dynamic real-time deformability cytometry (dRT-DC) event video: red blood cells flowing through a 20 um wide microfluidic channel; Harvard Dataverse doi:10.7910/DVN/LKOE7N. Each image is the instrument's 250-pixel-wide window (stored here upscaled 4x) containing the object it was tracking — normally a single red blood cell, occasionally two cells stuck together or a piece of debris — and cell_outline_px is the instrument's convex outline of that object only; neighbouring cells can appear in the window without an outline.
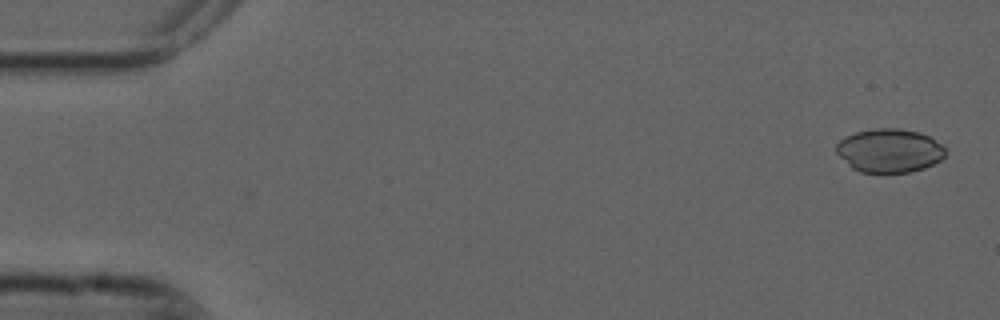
{"species": "common noctule bat (a hibernating species)", "species_latin": "Nyctalus noctula", "temperature_condition": "cold", "stored_images_in_passage": 6, "camera_frame_rate_fps": 3000, "um_per_image_px": 0.085, "animal": {"sex": "male", "forearm_length_mm": 52.5}, "frame": {"image": 1, "passage_image": 1, "time_ms": 0.0, "image_size_px": [1000, 320], "cell_outline_px": [[948, 152], [940, 160], [924, 168], [908, 172], [860, 172], [852, 168], [836, 152], [836, 144], [844, 136], [856, 132], [872, 128], [900, 128], [920, 132], [928, 136], [940, 144]], "centroid_in_image_um": [75.59, 12.78], "position_along_channel_um": 9.4, "area_um2": 27.74}}